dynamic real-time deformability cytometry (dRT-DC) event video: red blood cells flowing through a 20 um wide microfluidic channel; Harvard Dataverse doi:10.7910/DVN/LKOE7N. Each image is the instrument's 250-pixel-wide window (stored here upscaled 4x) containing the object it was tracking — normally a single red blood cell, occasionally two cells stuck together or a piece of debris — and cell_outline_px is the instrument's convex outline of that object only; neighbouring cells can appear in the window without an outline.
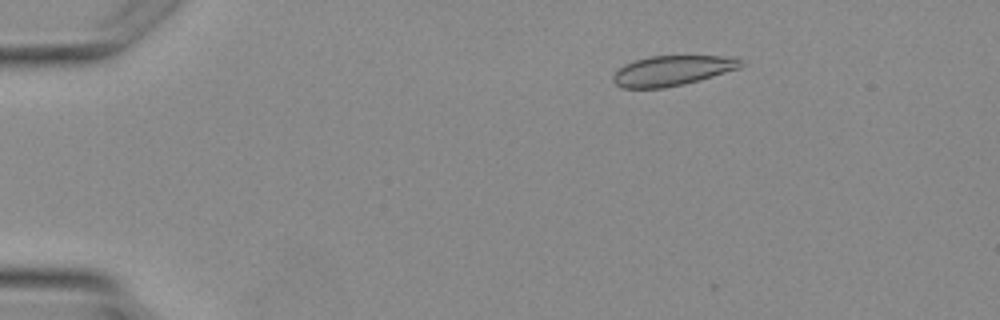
{"species": "Egyptian fruit bat (a non-hibernating species)", "species_latin": "Rousettus aegyptiacus", "temperature_condition": "warm", "stored_images_in_passage": 3, "camera_frame_rate_fps": 3000, "um_per_image_px": 0.085, "animal": {"sex": "female"}, "frame": {"image": 1, "passage_image": 1, "time_ms": 0.0, "image_size_px": [1000, 320], "cell_outline_px": [[744, 64], [740, 68], [700, 80], [684, 84], [664, 88], [620, 88], [612, 80], [612, 76], [624, 64], [636, 60], [652, 56], [720, 56], [740, 60]], "centroid_in_image_um": [57.1, 6.02], "position_along_channel_um": 27.9, "area_um2": 22.2}}
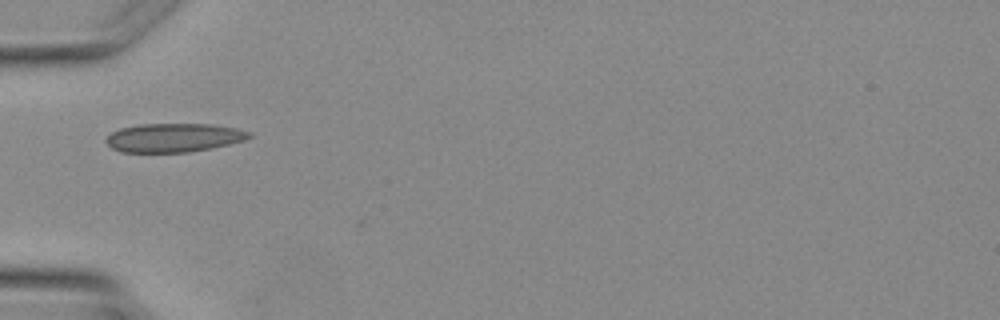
{"frame": {"image": 2, "passage_image": 3, "time_ms": 2.333, "image_size_px": [1000, 320], "cell_outline_px": [[252, 136], [244, 140], [212, 148], [188, 152], [124, 152], [112, 148], [104, 140], [112, 132], [120, 128], [140, 124], [212, 124], [236, 128], [252, 132]], "centroid_in_image_um": [14.78, 11.7], "position_along_channel_um": 70.2, "area_um2": 23.93}}